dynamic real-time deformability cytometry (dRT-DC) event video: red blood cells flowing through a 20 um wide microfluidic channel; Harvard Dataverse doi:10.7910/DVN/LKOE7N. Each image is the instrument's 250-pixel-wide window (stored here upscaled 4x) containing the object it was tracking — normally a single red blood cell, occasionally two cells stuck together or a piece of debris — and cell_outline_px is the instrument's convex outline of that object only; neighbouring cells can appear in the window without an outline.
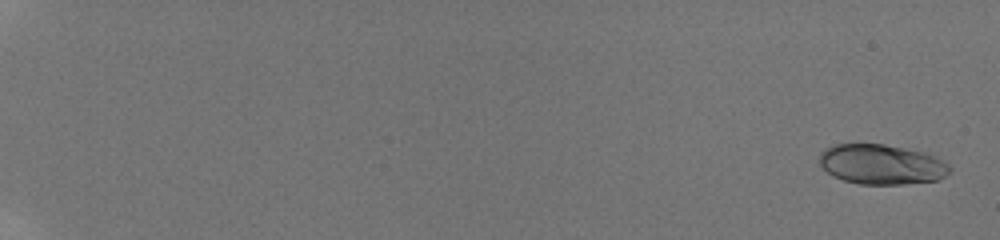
{"species": "human", "species_latin": "Homo sapiens", "temperature_condition": "room temperature", "stored_images_in_passage": 56, "camera_frame_rate_fps": 3000, "um_per_image_px": 0.085, "donor": {"sex": "male"}, "frame": {"image": 1, "passage_image": 2, "time_ms": 0.333, "image_size_px": [1000, 240], "cell_outline_px": [[952, 168], [944, 176], [936, 180], [904, 184], [860, 184], [844, 180], [828, 172], [820, 164], [820, 152], [824, 148], [836, 144], [884, 144], [924, 152], [936, 156], [948, 164]], "centroid_in_image_um": [74.94, 13.96], "position_along_channel_um": 10.1, "area_um2": 30.17}}
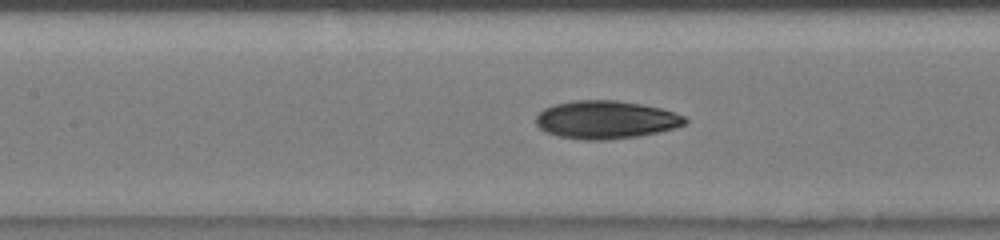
{"frame": {"image": 2, "passage_image": 31, "time_ms": 10.0, "image_size_px": [1000, 240], "cell_outline_px": [[688, 120], [684, 124], [676, 128], [640, 136], [604, 140], [584, 140], [560, 136], [548, 132], [540, 128], [536, 124], [536, 116], [544, 108], [552, 104], [572, 100], [616, 100], [640, 104], [660, 108], [684, 116]], "centroid_in_image_um": [51.48, 10.17], "position_along_channel_um": 155.9, "area_um2": 33.0}}
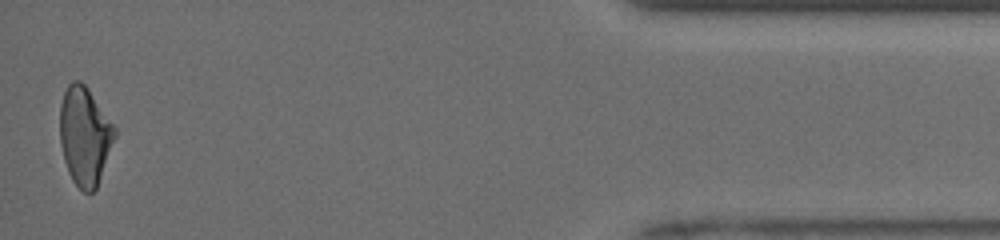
{"frame": {"image": 3, "passage_image": 56, "time_ms": 18.333, "image_size_px": [1000, 240], "cell_outline_px": [[116, 136], [96, 188], [92, 192], [84, 192], [72, 180], [68, 172], [64, 160], [60, 144], [60, 104], [64, 92], [68, 84], [72, 80], [80, 80], [88, 88], [116, 128]], "centroid_in_image_um": [7.19, 11.53], "position_along_channel_um": 428.0, "area_um2": 31.33}, "authors_computed_cell_mechanics": {"area_um2": 31.5299, "velocity_mm_per_s": 3.9815, "shape_relaxation_time_tau1_ms": 5.2585, "shape_relaxation_time_tau2_ms": 2.3734, "deformation_change_tau1": 0.1629, "deformation_change_tau2": 0.0764}}